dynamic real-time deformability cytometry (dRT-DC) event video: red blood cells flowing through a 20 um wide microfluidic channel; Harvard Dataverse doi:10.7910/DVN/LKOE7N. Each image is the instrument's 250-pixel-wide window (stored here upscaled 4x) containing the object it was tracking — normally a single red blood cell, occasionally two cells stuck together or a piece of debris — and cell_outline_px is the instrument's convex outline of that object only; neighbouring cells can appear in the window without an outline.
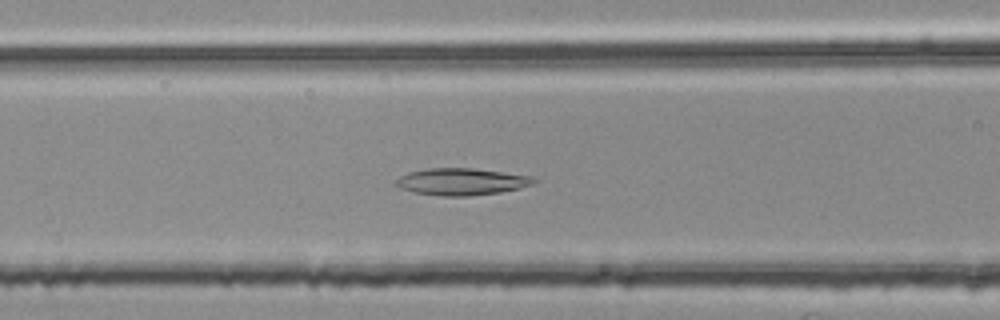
{"species": "common noctule bat (a hibernating species)", "species_latin": "Nyctalus noctula", "temperature_condition": "room temperature", "stored_images_in_passage": 51, "camera_frame_rate_fps": 3000, "um_per_image_px": 0.085, "animal": {"sex": "female", "body_mass_g": 25.1}, "frame": {"image": 1, "passage_image": 21, "time_ms": 6.667, "image_size_px": [1000, 320], "cell_outline_px": [[536, 180], [532, 184], [520, 188], [500, 192], [468, 196], [440, 196], [412, 192], [400, 188], [396, 184], [396, 180], [400, 176], [408, 172], [428, 168], [472, 168], [528, 176]], "centroid_in_image_um": [39.16, 15.45], "position_along_channel_um": 127.4, "area_um2": 21.39}}
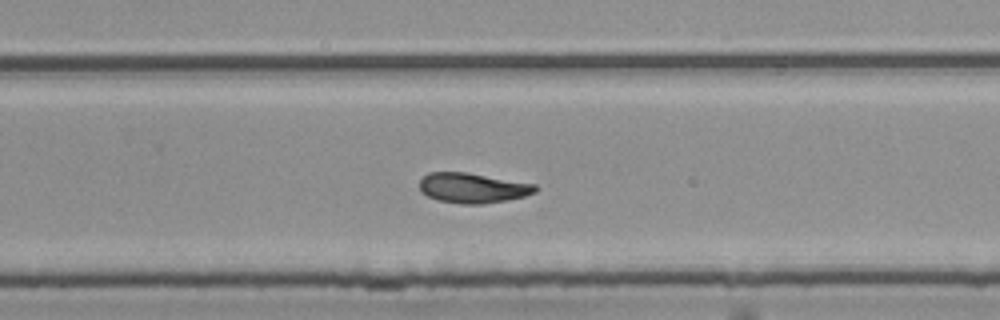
{"frame": {"image": 2, "passage_image": 34, "time_ms": 11.0, "image_size_px": [1000, 320], "cell_outline_px": [[540, 188], [536, 192], [524, 196], [508, 200], [484, 204], [460, 204], [440, 200], [428, 196], [420, 188], [420, 180], [428, 172], [468, 172], [536, 184]], "centroid_in_image_um": [40.24, 15.97], "position_along_channel_um": 289.6, "area_um2": 20.35}}
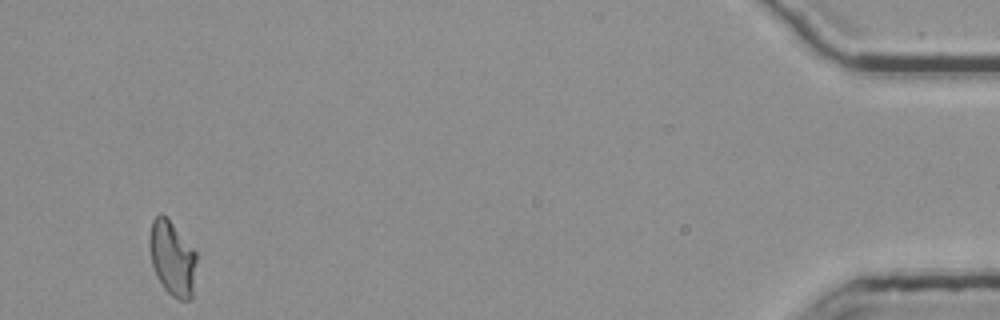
{"frame": {"image": 3, "passage_image": 51, "time_ms": 16.667, "image_size_px": [1000, 320], "cell_outline_px": [[196, 260], [192, 300], [180, 300], [172, 296], [164, 288], [156, 276], [152, 264], [148, 244], [148, 240], [152, 220], [160, 212], [172, 224], [196, 252]], "centroid_in_image_um": [14.62, 21.98], "position_along_channel_um": 420.6, "area_um2": 20.35}, "authors_computed_cell_mechanics": {"area_um2": 21.0392, "velocity_mm_per_s": 3.7575, "shape_relaxation_time_tau1_ms": null, "shape_relaxation_time_tau2_ms": 2.5391, "deformation_change_tau1": null, "deformation_change_tau2": 0.0871}}